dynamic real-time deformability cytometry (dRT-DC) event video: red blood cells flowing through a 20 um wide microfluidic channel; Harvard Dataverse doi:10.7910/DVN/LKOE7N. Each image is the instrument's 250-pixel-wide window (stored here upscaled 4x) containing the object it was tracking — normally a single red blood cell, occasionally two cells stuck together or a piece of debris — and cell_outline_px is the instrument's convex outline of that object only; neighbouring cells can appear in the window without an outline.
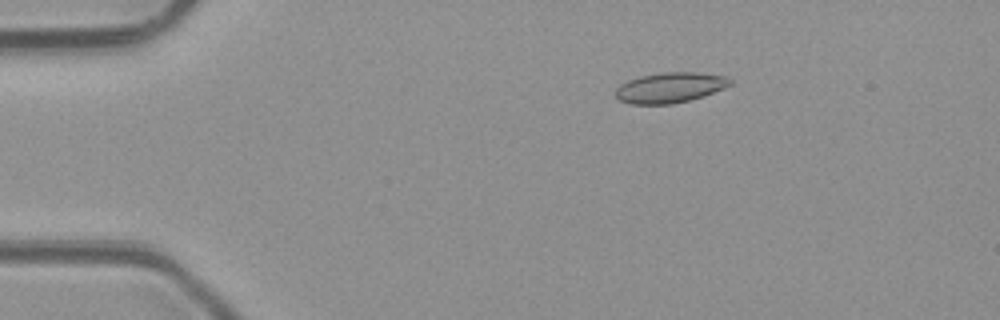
{"species": "common noctule bat (a hibernating species)", "species_latin": "Nyctalus noctula", "temperature_condition": "room temperature", "stored_images_in_passage": 5, "camera_frame_rate_fps": 3000, "um_per_image_px": 0.085, "animal": {"sex": "male", "body_mass_g": 23.1, "forearm_length_mm": 52.7}, "frame": {"image": 1, "passage_image": 2, "time_ms": 1.0, "image_size_px": [1000, 320], "cell_outline_px": [[732, 84], [724, 88], [704, 96], [672, 104], [628, 104], [620, 100], [616, 96], [616, 88], [620, 84], [628, 80], [640, 76], [664, 72], [700, 72], [728, 76], [732, 80]], "centroid_in_image_um": [56.97, 7.44], "position_along_channel_um": 28.0, "area_um2": 20.4}}
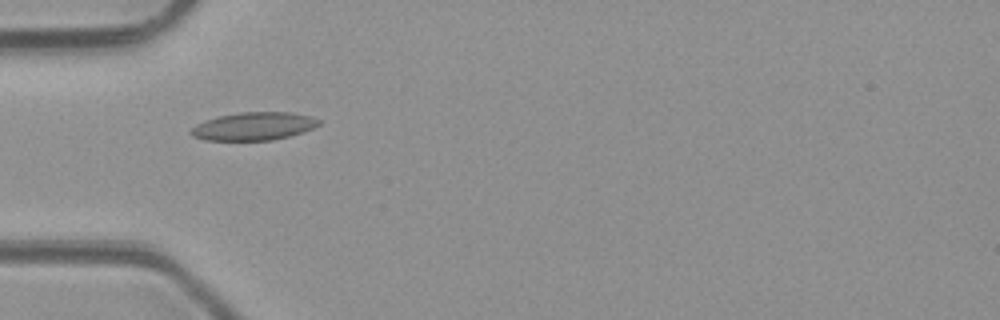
{"frame": {"image": 2, "passage_image": 4, "time_ms": 3.333, "image_size_px": [1000, 320], "cell_outline_px": [[320, 124], [304, 132], [292, 136], [272, 140], [204, 140], [192, 136], [188, 132], [196, 124], [216, 116], [240, 112], [292, 112], [312, 116], [320, 120]], "centroid_in_image_um": [21.57, 10.73], "position_along_channel_um": 63.4, "area_um2": 21.1}}
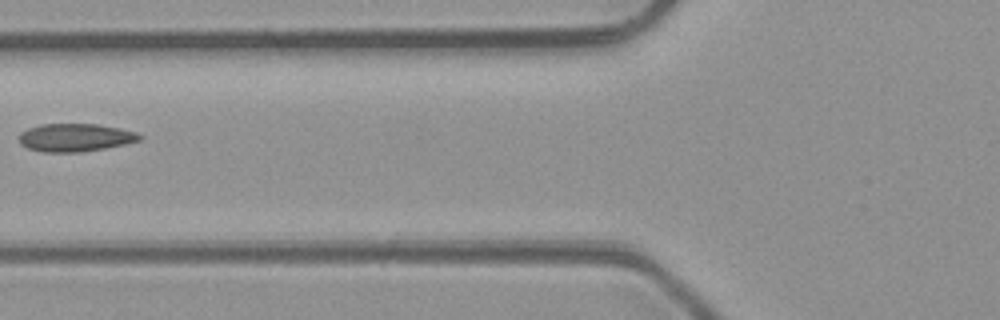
{"frame": {"image": 3, "passage_image": 5, "time_ms": 4.667, "image_size_px": [1000, 320], "cell_outline_px": [[144, 136], [140, 140], [124, 144], [104, 148], [80, 152], [44, 152], [28, 148], [20, 144], [20, 132], [28, 128], [40, 124], [96, 124], [120, 128], [136, 132]], "centroid_in_image_um": [6.4, 11.68], "position_along_channel_um": 119.4, "area_um2": 19.59}}